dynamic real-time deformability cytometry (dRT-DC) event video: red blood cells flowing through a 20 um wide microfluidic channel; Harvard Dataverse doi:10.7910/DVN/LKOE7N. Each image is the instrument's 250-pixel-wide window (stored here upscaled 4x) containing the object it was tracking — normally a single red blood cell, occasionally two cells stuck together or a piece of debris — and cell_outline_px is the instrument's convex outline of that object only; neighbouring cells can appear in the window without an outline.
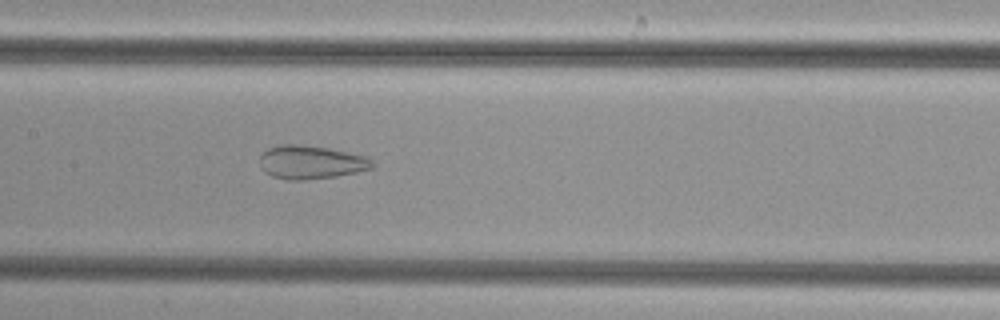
{"species": "common noctule bat (a hibernating species)", "species_latin": "Nyctalus noctula", "temperature_condition": "cold", "stored_images_in_passage": 50, "camera_frame_rate_fps": 3000, "um_per_image_px": 0.085, "animal": {"sex": "female", "body_mass_g": 29.2, "forearm_length_mm": 56.3}, "frame": {"image": 1, "passage_image": 23, "time_ms": 7.333, "image_size_px": [1000, 320], "cell_outline_px": [[376, 164], [372, 168], [356, 172], [336, 176], [304, 180], [288, 180], [272, 176], [264, 172], [260, 168], [260, 156], [268, 148], [280, 144], [296, 144], [328, 148], [368, 156]], "centroid_in_image_um": [26.43, 13.79], "position_along_channel_um": 181.0, "area_um2": 22.08}}
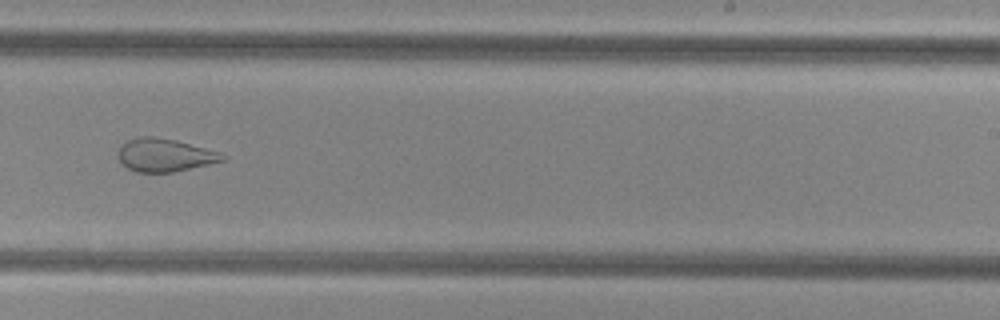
{"frame": {"image": 2, "passage_image": 30, "time_ms": 9.667, "image_size_px": [1000, 320], "cell_outline_px": [[228, 156], [224, 160], [208, 164], [172, 172], [136, 172], [128, 168], [120, 160], [120, 144], [128, 140], [140, 136], [152, 136], [176, 140], [224, 152]], "centroid_in_image_um": [14.06, 13.17], "position_along_channel_um": 274.9, "area_um2": 20.06}}
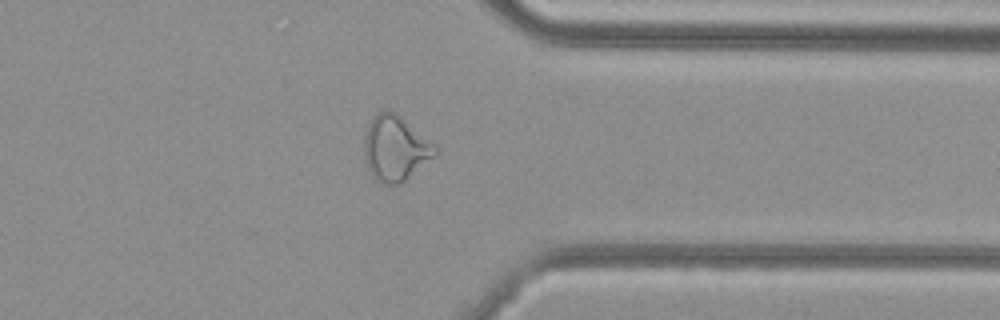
{"frame": {"image": 3, "passage_image": 38, "time_ms": 12.333, "image_size_px": [1000, 320], "cell_outline_px": [[440, 152], [436, 156], [404, 180], [396, 184], [380, 184], [372, 176], [368, 168], [364, 156], [364, 136], [368, 124], [372, 116], [376, 112], [384, 108], [388, 108], [396, 112], [436, 144]], "centroid_in_image_um": [33.61, 12.56], "position_along_channel_um": 377.8, "area_um2": 27.51}}